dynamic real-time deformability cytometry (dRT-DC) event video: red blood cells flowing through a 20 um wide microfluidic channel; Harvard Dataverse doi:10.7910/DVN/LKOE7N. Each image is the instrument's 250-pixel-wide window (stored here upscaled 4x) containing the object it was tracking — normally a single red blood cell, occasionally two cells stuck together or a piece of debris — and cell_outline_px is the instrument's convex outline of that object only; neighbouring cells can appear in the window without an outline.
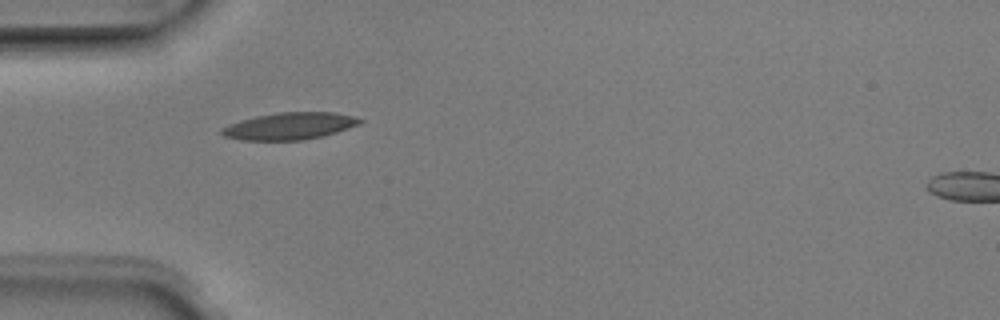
{"species": "Egyptian fruit bat (a non-hibernating species)", "species_latin": "Rousettus aegyptiacus", "temperature_condition": "room temperature", "stored_images_in_passage": 2, "camera_frame_rate_fps": 3000, "um_per_image_px": 0.085, "animal": {"sex": "male"}, "frame": {"image": 1, "passage_image": 1, "time_ms": 0.0, "image_size_px": [1000, 320], "cell_outline_px": [[364, 120], [360, 124], [324, 136], [304, 140], [244, 140], [224, 136], [220, 132], [220, 128], [240, 120], [256, 116], [280, 112], [336, 112], [352, 116]], "centroid_in_image_um": [24.62, 10.71], "position_along_channel_um": 60.4, "area_um2": 21.73}}
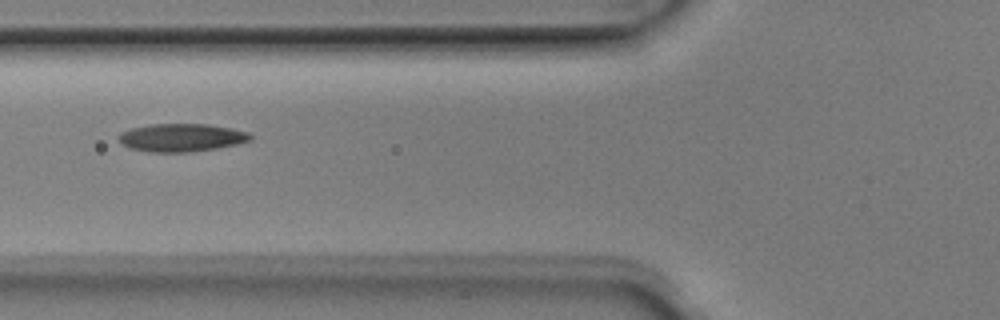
{"frame": {"image": 2, "passage_image": 2, "time_ms": 0.333, "image_size_px": [1000, 320], "cell_outline_px": [[252, 140], [236, 144], [216, 148], [192, 152], [148, 152], [132, 148], [120, 144], [116, 136], [120, 132], [132, 128], [148, 124], [208, 124], [232, 128], [248, 132], [252, 136]], "centroid_in_image_um": [15.39, 11.69], "position_along_channel_um": 110.4, "area_um2": 21.68}}